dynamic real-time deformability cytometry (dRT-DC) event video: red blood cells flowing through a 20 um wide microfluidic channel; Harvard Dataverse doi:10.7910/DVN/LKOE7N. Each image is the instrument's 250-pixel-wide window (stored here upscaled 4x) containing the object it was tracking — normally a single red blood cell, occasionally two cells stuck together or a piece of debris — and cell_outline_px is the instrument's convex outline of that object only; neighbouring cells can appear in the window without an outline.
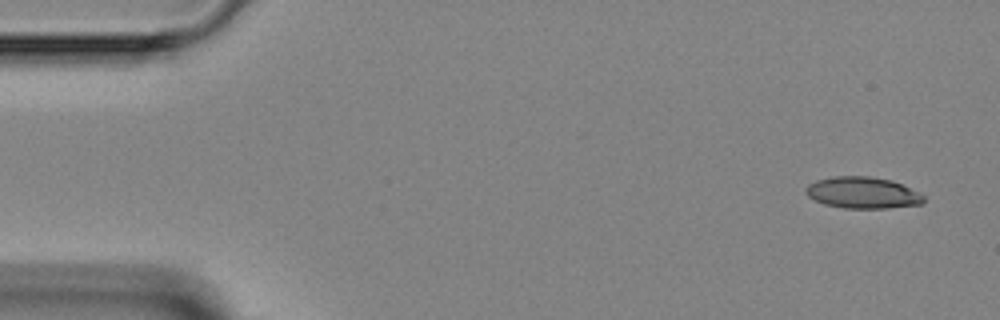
{"species": "Egyptian fruit bat (a non-hibernating species)", "species_latin": "Rousettus aegyptiacus", "temperature_condition": "room temperature", "stored_images_in_passage": 3, "camera_frame_rate_fps": 3000, "um_per_image_px": 0.085, "animal": {"sex": "female"}, "frame": {"image": 1, "passage_image": 1, "time_ms": 0.0, "image_size_px": [1000, 320], "cell_outline_px": [[924, 200], [920, 204], [888, 208], [844, 208], [824, 204], [808, 196], [804, 192], [804, 188], [808, 184], [816, 180], [832, 176], [868, 176], [892, 180], [920, 192], [924, 196]], "centroid_in_image_um": [73.3, 16.37], "position_along_channel_um": 11.7, "area_um2": 21.73}}
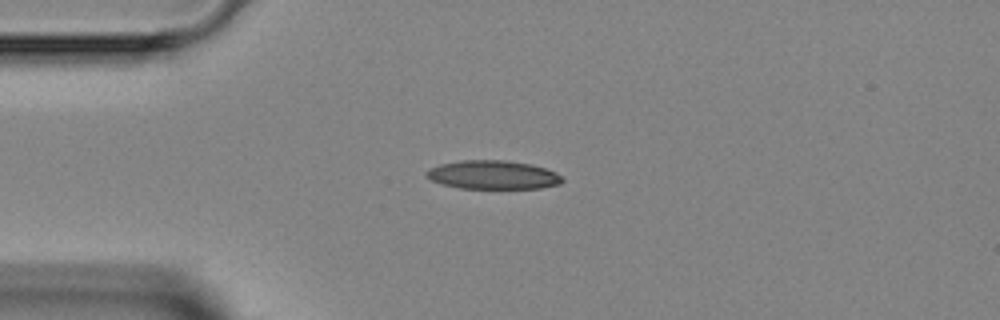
{"frame": {"image": 2, "passage_image": 3, "time_ms": 3.0, "image_size_px": [1000, 320], "cell_outline_px": [[564, 180], [560, 184], [540, 188], [460, 188], [440, 184], [424, 176], [424, 172], [428, 168], [440, 164], [460, 160], [508, 160], [532, 164], [556, 172]], "centroid_in_image_um": [41.86, 14.85], "position_along_channel_um": 43.1, "area_um2": 22.89}}